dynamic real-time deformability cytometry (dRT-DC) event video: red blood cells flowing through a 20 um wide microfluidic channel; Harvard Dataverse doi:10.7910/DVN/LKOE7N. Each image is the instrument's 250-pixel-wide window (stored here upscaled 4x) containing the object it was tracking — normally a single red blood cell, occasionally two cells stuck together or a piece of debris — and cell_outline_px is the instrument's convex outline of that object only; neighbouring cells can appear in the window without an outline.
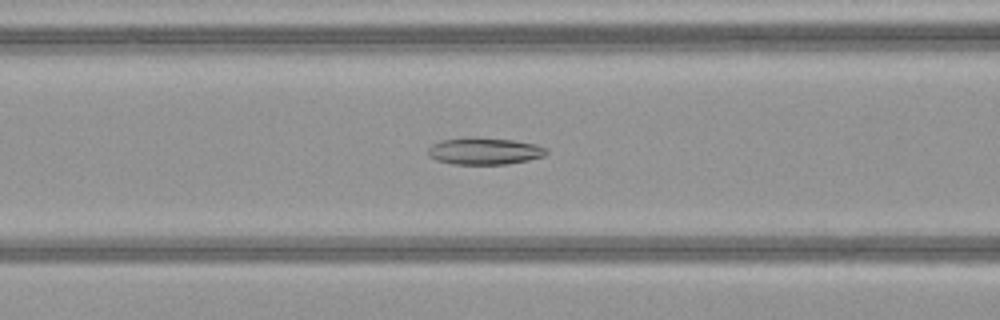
{"species": "common noctule bat (a hibernating species)", "species_latin": "Nyctalus noctula", "temperature_condition": "warm", "stored_images_in_passage": 51, "camera_frame_rate_fps": 3000, "um_per_image_px": 0.085, "animal": {"sex": "female", "body_mass_g": 21.9}, "frame": {"image": 1, "passage_image": 22, "time_ms": 7.0, "image_size_px": [1000, 320], "cell_outline_px": [[548, 152], [544, 156], [528, 160], [508, 164], [452, 164], [436, 160], [428, 156], [428, 148], [432, 144], [440, 140], [468, 136], [476, 136], [512, 140], [536, 144], [548, 148]], "centroid_in_image_um": [41.16, 12.82], "position_along_channel_um": 125.4, "area_um2": 18.96}}
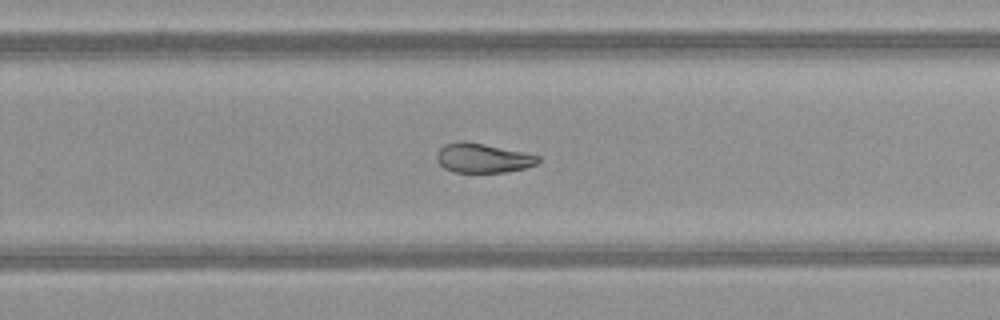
{"frame": {"image": 2, "passage_image": 34, "time_ms": 11.0, "image_size_px": [1000, 320], "cell_outline_px": [[540, 160], [536, 164], [524, 168], [504, 172], [452, 172], [444, 168], [436, 160], [436, 152], [444, 144], [460, 140], [464, 140], [524, 152], [540, 156]], "centroid_in_image_um": [40.99, 13.42], "position_along_channel_um": 288.8, "area_um2": 17.46}}
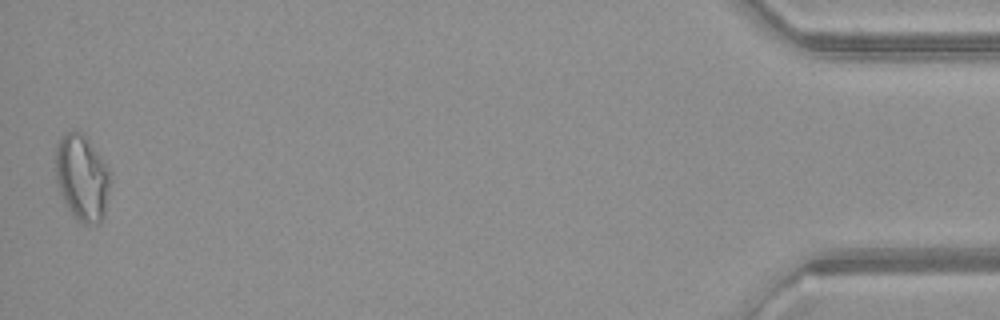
{"frame": {"image": 3, "passage_image": 51, "time_ms": 16.667, "image_size_px": [1000, 320], "cell_outline_px": [[112, 172], [104, 216], [100, 224], [84, 224], [72, 216], [60, 192], [56, 180], [56, 144], [72, 128], [80, 132], [84, 136], [100, 156]], "centroid_in_image_um": [6.99, 15.13], "position_along_channel_um": 428.2, "area_um2": 27.4}, "authors_computed_cell_mechanics": {"area_um2": 21.4438, "velocity_mm_per_s": 4.087, "shape_relaxation_time_tau1_ms": null, "shape_relaxation_time_tau2_ms": 2.9173, "deformation_change_tau1": null, "deformation_change_tau2": 0.0865}}